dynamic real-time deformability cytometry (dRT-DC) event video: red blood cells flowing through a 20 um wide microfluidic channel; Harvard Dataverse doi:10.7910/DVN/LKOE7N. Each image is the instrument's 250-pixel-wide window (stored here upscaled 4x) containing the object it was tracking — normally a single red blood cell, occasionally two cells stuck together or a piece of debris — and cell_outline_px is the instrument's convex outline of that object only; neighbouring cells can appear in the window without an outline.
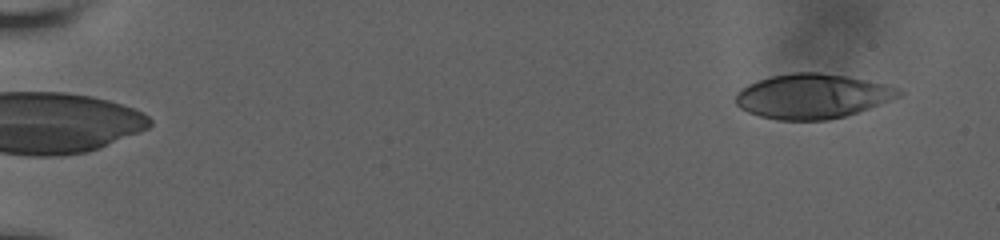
{"species": "human", "species_latin": "Homo sapiens", "temperature_condition": "room temperature", "stored_images_in_passage": 29, "camera_frame_rate_fps": 3000, "um_per_image_px": 0.085, "donor": {"sex": "male"}, "frame": {"image": 1, "passage_image": 1, "time_ms": 0.0, "image_size_px": [1000, 240], "cell_outline_px": [[904, 92], [900, 96], [868, 108], [844, 116], [828, 120], [776, 120], [760, 116], [748, 112], [740, 108], [736, 104], [736, 92], [748, 84], [772, 76], [792, 72], [820, 72], [848, 76], [884, 84], [896, 88]], "centroid_in_image_um": [69.02, 8.17], "position_along_channel_um": 16.0, "area_um2": 42.19}}
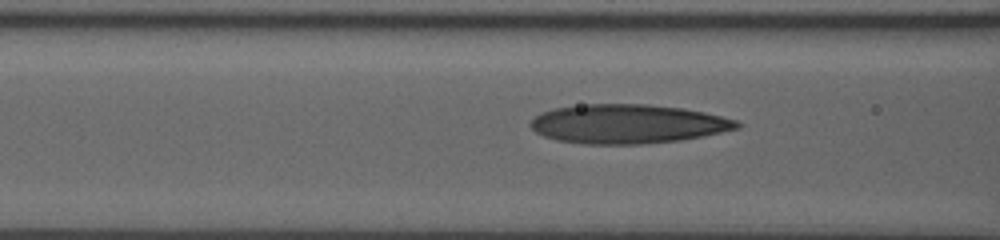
{"frame": {"image": 2, "passage_image": 21, "time_ms": 7.0, "image_size_px": [1000, 240], "cell_outline_px": [[740, 128], [704, 136], [680, 140], [640, 144], [584, 144], [556, 140], [544, 136], [536, 132], [528, 124], [536, 116], [544, 112], [556, 108], [588, 104], [648, 104], [684, 108], [704, 112], [736, 120], [740, 124]], "centroid_in_image_um": [53.37, 10.54], "position_along_channel_um": 113.2, "area_um2": 46.93}}
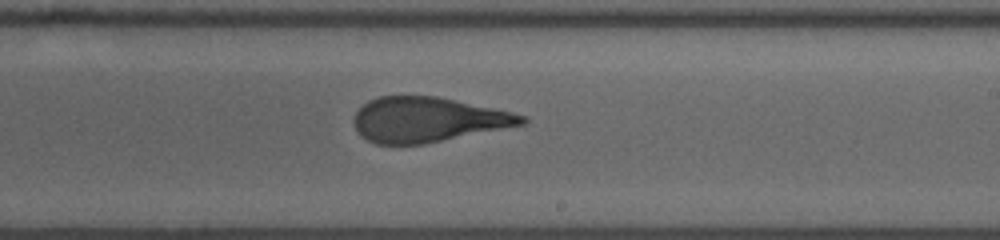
{"frame": {"image": 3, "passage_image": 29, "time_ms": 10.667, "image_size_px": [1000, 240], "cell_outline_px": [[528, 120], [524, 124], [424, 144], [376, 144], [360, 136], [356, 132], [352, 120], [356, 112], [368, 100], [380, 96], [436, 96], [456, 100], [512, 112], [528, 116]], "centroid_in_image_um": [36.32, 10.17], "position_along_channel_um": 252.7, "area_um2": 43.87}}